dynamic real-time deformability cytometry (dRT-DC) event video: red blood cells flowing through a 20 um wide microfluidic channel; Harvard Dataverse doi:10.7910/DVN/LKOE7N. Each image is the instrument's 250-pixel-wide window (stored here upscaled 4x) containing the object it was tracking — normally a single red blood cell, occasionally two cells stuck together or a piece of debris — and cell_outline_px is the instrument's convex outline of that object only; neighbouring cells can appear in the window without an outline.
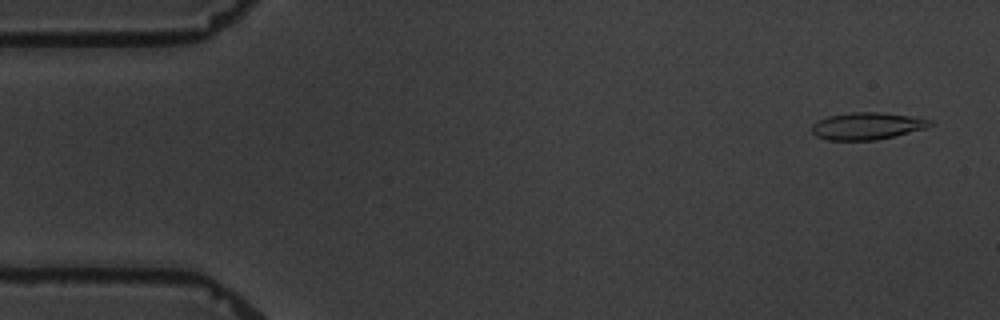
{"species": "common noctule bat (a hibernating species)", "species_latin": "Nyctalus noctula", "temperature_condition": "warm", "stored_images_in_passage": 7, "camera_frame_rate_fps": 3000, "um_per_image_px": 0.085, "animal": {"sex": "male", "body_mass_g": 19.5, "forearm_length_mm": 54.6}, "frame": {"image": 1, "passage_image": 1, "time_ms": 0.0, "image_size_px": [1000, 320], "cell_outline_px": [[932, 124], [924, 128], [876, 140], [828, 140], [816, 136], [812, 132], [812, 124], [828, 116], [852, 112], [880, 112], [908, 116], [932, 120]], "centroid_in_image_um": [73.65, 10.71], "position_along_channel_um": 11.4, "area_um2": 18.32}}
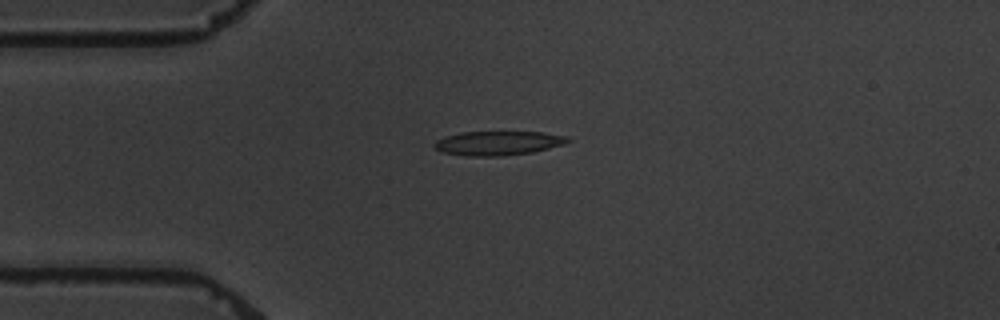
{"frame": {"image": 2, "passage_image": 4, "time_ms": 3.667, "image_size_px": [1000, 320], "cell_outline_px": [[572, 140], [564, 144], [532, 152], [500, 156], [468, 156], [444, 152], [436, 148], [432, 144], [436, 140], [460, 132], [544, 132], [568, 136]], "centroid_in_image_um": [42.37, 12.16], "position_along_channel_um": 42.6, "area_um2": 18.67}}
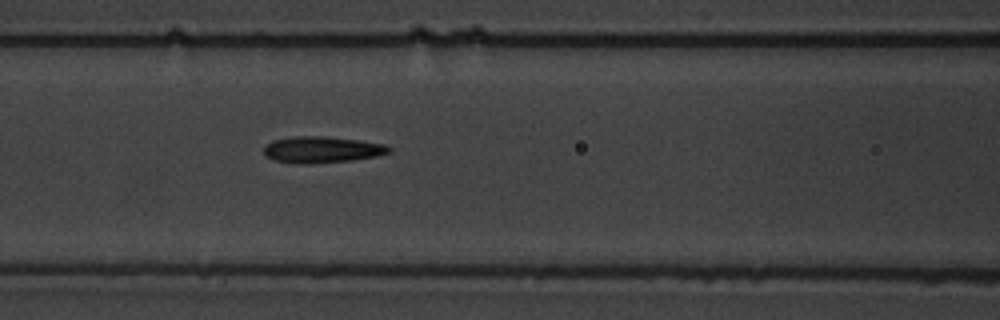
{"frame": {"image": 3, "passage_image": 7, "time_ms": 7.0, "image_size_px": [1000, 320], "cell_outline_px": [[392, 152], [376, 156], [352, 160], [312, 164], [296, 164], [272, 160], [264, 156], [264, 144], [272, 140], [292, 136], [328, 136], [384, 144], [392, 148]], "centroid_in_image_um": [27.3, 12.72], "position_along_channel_um": 139.3, "area_um2": 19.59}}